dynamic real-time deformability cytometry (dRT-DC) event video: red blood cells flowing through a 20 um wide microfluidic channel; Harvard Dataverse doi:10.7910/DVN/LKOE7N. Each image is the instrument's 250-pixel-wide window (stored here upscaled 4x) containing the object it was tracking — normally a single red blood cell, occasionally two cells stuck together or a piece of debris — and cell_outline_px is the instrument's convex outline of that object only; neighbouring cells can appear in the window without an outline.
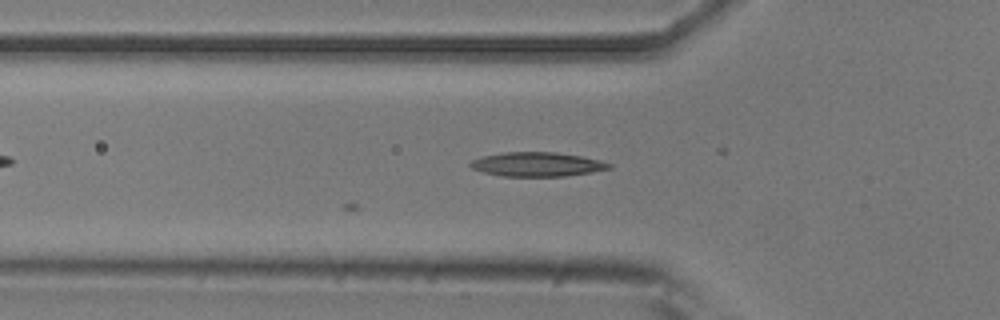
{"species": "common noctule bat (a hibernating species)", "species_latin": "Nyctalus noctula", "temperature_condition": "room temperature", "stored_images_in_passage": 11, "camera_frame_rate_fps": 3000, "um_per_image_px": 0.085, "animal": {"sex": "male", "body_mass_g": 20.5, "forearm_length_mm": 52.5}, "frame": {"image": 1, "passage_image": 11, "time_ms": 3.333, "image_size_px": [1000, 320], "cell_outline_px": [[612, 168], [564, 176], [504, 176], [484, 172], [472, 168], [468, 164], [472, 160], [484, 156], [504, 152], [556, 152], [580, 156], [600, 160], [612, 164]], "centroid_in_image_um": [45.65, 13.96], "position_along_channel_um": 80.1, "area_um2": 19.31}}